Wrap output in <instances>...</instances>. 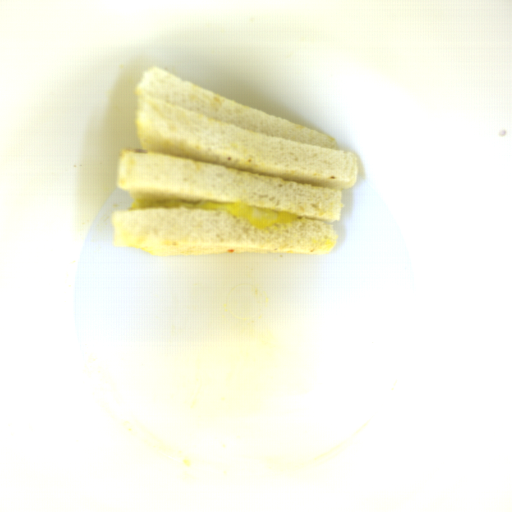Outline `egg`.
<instances>
[{
	"label": "egg",
	"instance_id": "d2b9013d",
	"mask_svg": "<svg viewBox=\"0 0 512 512\" xmlns=\"http://www.w3.org/2000/svg\"><path fill=\"white\" fill-rule=\"evenodd\" d=\"M134 206L130 209H192L227 211L233 217L245 218L255 227L265 228L296 219V212L287 210L256 209L252 204L226 203L219 201H190L157 197H141L133 199Z\"/></svg>",
	"mask_w": 512,
	"mask_h": 512
}]
</instances>
